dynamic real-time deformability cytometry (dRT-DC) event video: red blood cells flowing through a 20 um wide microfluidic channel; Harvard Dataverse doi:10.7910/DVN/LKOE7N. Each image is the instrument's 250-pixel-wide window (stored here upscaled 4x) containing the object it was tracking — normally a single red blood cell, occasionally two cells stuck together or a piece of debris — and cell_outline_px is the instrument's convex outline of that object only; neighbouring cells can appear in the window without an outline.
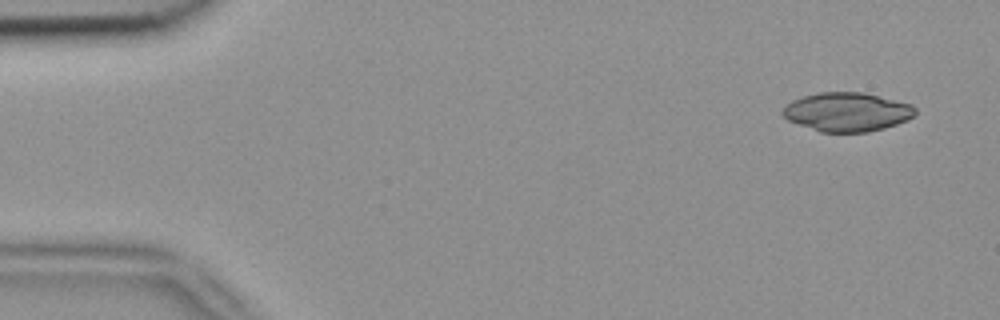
{"species": "common noctule bat (a hibernating species)", "species_latin": "Nyctalus noctula", "temperature_condition": "room temperature", "stored_images_in_passage": 4, "camera_frame_rate_fps": 3000, "um_per_image_px": 0.085, "animal": {"sex": "female", "body_mass_g": 18.4}, "frame": {"image": 1, "passage_image": 1, "time_ms": 0.0, "image_size_px": [1000, 320], "cell_outline_px": [[916, 112], [908, 120], [884, 128], [868, 132], [820, 132], [788, 120], [780, 112], [792, 100], [804, 96], [820, 92], [864, 92], [912, 104], [916, 108]], "centroid_in_image_um": [72.01, 9.51], "position_along_channel_um": 13.0, "area_um2": 30.0}}